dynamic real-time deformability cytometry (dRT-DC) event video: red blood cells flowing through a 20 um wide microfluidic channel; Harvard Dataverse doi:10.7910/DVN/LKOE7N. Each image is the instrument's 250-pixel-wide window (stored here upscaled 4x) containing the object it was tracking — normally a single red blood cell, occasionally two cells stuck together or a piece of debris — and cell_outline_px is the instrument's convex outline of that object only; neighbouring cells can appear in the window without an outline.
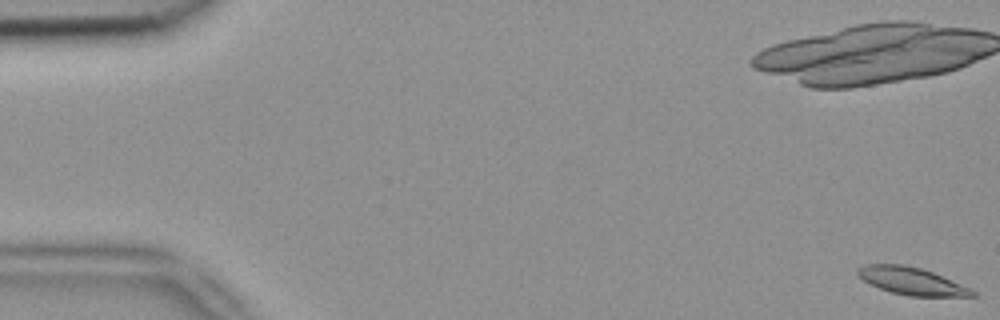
{"species": "common noctule bat (a hibernating species)", "species_latin": "Nyctalus noctula", "temperature_condition": "room temperature", "stored_images_in_passage": 32, "camera_frame_rate_fps": 3000, "um_per_image_px": 0.085, "animal": {"sex": "female", "body_mass_g": 18.4}, "frame": {"image": 1, "passage_image": 1, "time_ms": 0.0, "image_size_px": [1000, 320], "cell_outline_px": [[976, 296], [908, 296], [892, 292], [880, 288], [864, 280], [856, 272], [856, 268], [864, 264], [904, 264], [920, 268], [932, 272], [972, 288], [976, 292]], "centroid_in_image_um": [77.5, 23.88], "position_along_channel_um": 7.5, "area_um2": 18.21}}